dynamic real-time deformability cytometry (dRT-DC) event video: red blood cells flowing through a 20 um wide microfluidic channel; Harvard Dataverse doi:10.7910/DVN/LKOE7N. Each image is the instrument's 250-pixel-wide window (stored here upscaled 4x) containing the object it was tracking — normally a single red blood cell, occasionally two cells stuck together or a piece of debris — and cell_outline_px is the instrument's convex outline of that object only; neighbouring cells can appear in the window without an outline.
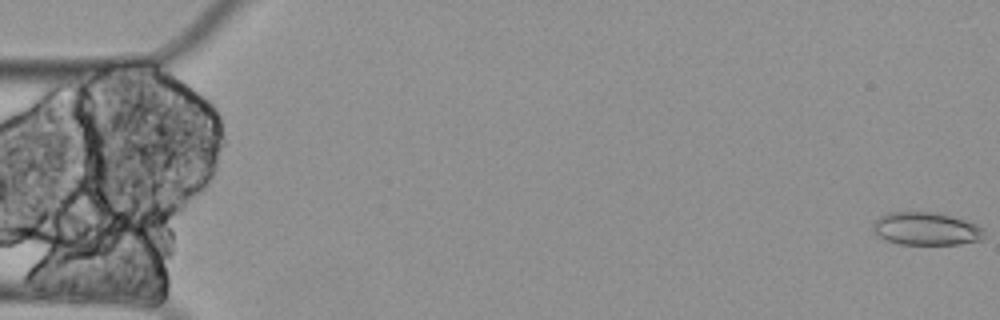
{"species": "Egyptian fruit bat (a non-hibernating species)", "species_latin": "Rousettus aegyptiacus", "temperature_condition": "cold", "stored_images_in_passage": 6, "camera_frame_rate_fps": 3000, "um_per_image_px": 0.085, "animal": {"sex": "female"}, "frame": {"image": 1, "passage_image": 1, "time_ms": 0.0, "image_size_px": [1000, 320], "cell_outline_px": [[984, 240], [960, 244], [900, 244], [888, 240], [880, 236], [872, 228], [872, 224], [880, 216], [888, 212], [928, 212], [948, 216], [964, 220], [976, 224], [984, 228]], "centroid_in_image_um": [78.75, 19.45], "position_along_channel_um": 6.2, "area_um2": 21.1}}
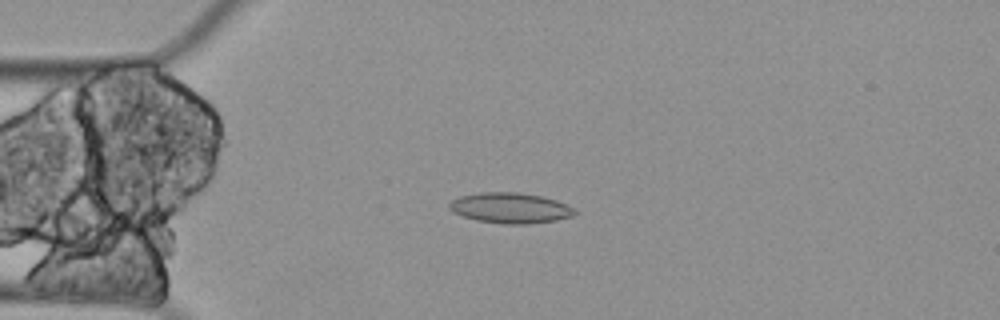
{"frame": {"image": 2, "passage_image": 5, "time_ms": 1.333, "image_size_px": [1000, 320], "cell_outline_px": [[576, 212], [572, 216], [556, 220], [528, 224], [504, 224], [476, 220], [452, 212], [448, 208], [448, 204], [452, 200], [460, 196], [480, 192], [516, 192], [540, 196], [556, 200], [572, 208]], "centroid_in_image_um": [43.32, 17.68], "position_along_channel_um": 41.7, "area_um2": 22.14}}